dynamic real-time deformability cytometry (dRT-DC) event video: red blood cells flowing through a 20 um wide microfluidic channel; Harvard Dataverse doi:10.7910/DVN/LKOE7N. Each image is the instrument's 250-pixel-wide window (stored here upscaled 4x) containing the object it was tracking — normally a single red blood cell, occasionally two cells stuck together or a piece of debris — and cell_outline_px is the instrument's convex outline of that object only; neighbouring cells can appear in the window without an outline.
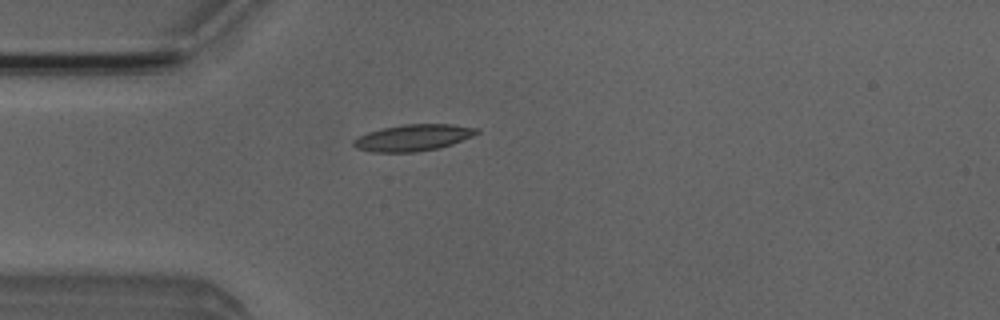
{"species": "Egyptian fruit bat (a non-hibernating species)", "species_latin": "Rousettus aegyptiacus", "temperature_condition": "room temperature", "stored_images_in_passage": 2, "camera_frame_rate_fps": 3000, "um_per_image_px": 0.085, "animal": {"sex": "male"}, "frame": {"image": 1, "passage_image": 2, "time_ms": 1.0, "image_size_px": [1000, 320], "cell_outline_px": [[480, 132], [472, 136], [452, 144], [440, 148], [416, 152], [372, 152], [356, 148], [352, 144], [352, 140], [356, 136], [368, 132], [384, 128], [404, 124], [452, 124], [476, 128]], "centroid_in_image_um": [35.08, 11.71], "position_along_channel_um": 49.9, "area_um2": 19.07}}